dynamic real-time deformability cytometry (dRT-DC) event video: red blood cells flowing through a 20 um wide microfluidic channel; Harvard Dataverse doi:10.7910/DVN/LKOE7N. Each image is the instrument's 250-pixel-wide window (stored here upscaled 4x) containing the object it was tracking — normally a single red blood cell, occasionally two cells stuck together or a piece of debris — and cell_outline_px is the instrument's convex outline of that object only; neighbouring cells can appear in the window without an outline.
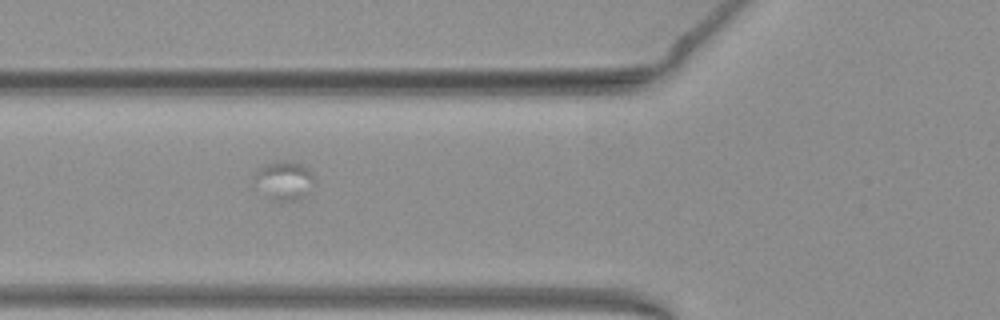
{"species": "common noctule bat (a hibernating species)", "species_latin": "Nyctalus noctula", "temperature_condition": "warm", "stored_images_in_passage": 14, "camera_frame_rate_fps": 3000, "um_per_image_px": 0.085, "animal": {"sex": "female", "body_mass_g": 19.3, "forearm_length_mm": 54.1}, "frame": {"image": 1, "passage_image": 8, "time_ms": 2.333, "image_size_px": [1000, 320], "cell_outline_px": [[316, 180], [304, 196], [300, 200], [272, 200], [252, 184], [252, 180], [256, 172], [260, 168], [268, 164], [280, 160], [284, 160], [304, 164], [308, 168]], "centroid_in_image_um": [24.14, 15.34], "position_along_channel_um": 101.7, "area_um2": 13.7}}
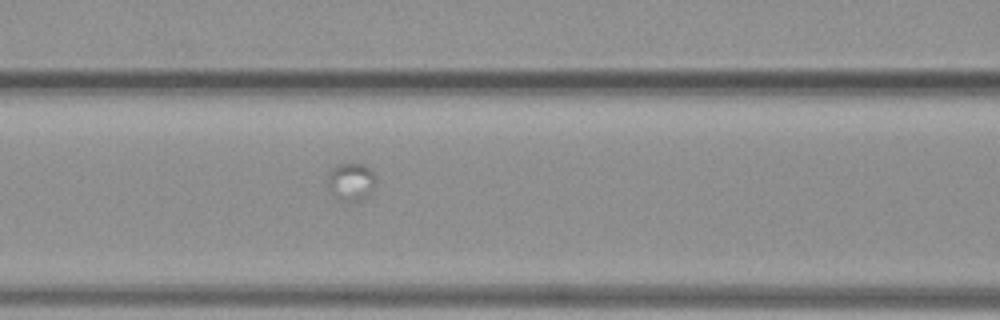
{"frame": {"image": 2, "passage_image": 11, "time_ms": 3.333, "image_size_px": [1000, 320], "cell_outline_px": [[376, 180], [368, 196], [360, 200], [340, 204], [332, 192], [328, 184], [328, 172], [336, 164], [364, 164], [372, 172]], "centroid_in_image_um": [29.81, 15.48], "position_along_channel_um": 136.8, "area_um2": 10.69}}